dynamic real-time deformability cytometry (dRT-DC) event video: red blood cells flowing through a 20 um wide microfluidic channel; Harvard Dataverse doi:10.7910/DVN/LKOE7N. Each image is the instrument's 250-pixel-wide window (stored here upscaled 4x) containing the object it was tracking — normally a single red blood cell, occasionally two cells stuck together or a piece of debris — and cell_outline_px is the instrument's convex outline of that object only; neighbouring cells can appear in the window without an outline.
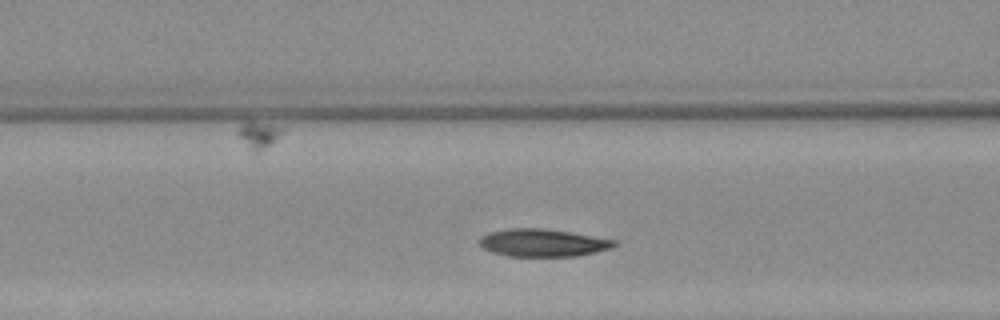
{"species": "Egyptian fruit bat (a non-hibernating species)", "species_latin": "Rousettus aegyptiacus", "temperature_condition": "warm", "stored_images_in_passage": 9, "camera_frame_rate_fps": 3000, "um_per_image_px": 0.085, "animal": {"sex": "female"}, "frame": {"image": 1, "passage_image": 4, "time_ms": 3.667, "image_size_px": [1000, 320], "cell_outline_px": [[616, 244], [612, 248], [596, 252], [576, 256], [508, 256], [492, 252], [484, 248], [480, 244], [480, 240], [484, 236], [492, 232], [508, 228], [540, 228], [568, 232], [616, 240]], "centroid_in_image_um": [46.16, 20.64], "position_along_channel_um": 120.4, "area_um2": 21.33}}
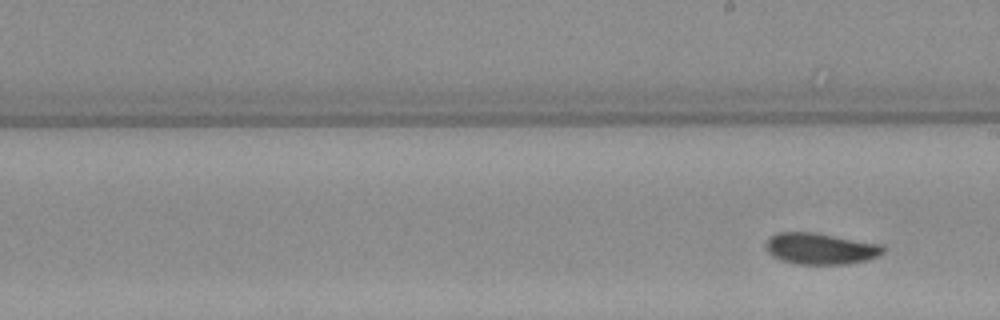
{"frame": {"image": 2, "passage_image": 9, "time_ms": 11.0, "image_size_px": [1000, 320], "cell_outline_px": [[884, 252], [880, 256], [868, 260], [848, 264], [792, 264], [780, 260], [772, 256], [768, 252], [764, 244], [768, 236], [776, 232], [812, 232], [884, 244]], "centroid_in_image_um": [69.73, 21.13], "position_along_channel_um": 219.3, "area_um2": 21.91}}